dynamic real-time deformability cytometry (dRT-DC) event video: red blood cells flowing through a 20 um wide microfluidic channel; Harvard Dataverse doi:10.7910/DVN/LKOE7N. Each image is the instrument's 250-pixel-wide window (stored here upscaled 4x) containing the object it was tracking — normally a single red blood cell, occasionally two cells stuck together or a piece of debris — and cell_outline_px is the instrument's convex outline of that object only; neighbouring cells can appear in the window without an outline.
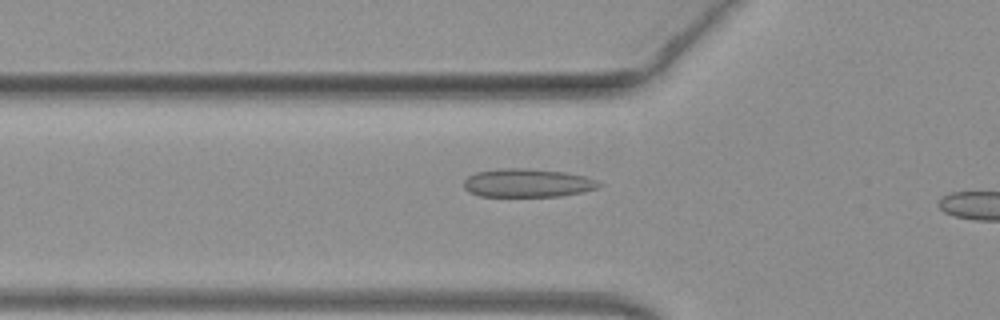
{"species": "common noctule bat (a hibernating species)", "species_latin": "Nyctalus noctula", "temperature_condition": "warm", "stored_images_in_passage": 42, "camera_frame_rate_fps": 3000, "um_per_image_px": 0.085, "animal": {"sex": "female", "body_mass_g": 19.3, "forearm_length_mm": 54.1}, "frame": {"image": 1, "passage_image": 18, "time_ms": 5.667, "image_size_px": [1000, 320], "cell_outline_px": [[604, 184], [596, 188], [584, 192], [560, 196], [480, 196], [468, 192], [464, 188], [464, 180], [468, 176], [476, 172], [504, 168], [524, 168], [564, 172], [584, 176], [596, 180]], "centroid_in_image_um": [44.83, 15.55], "position_along_channel_um": 81.0, "area_um2": 22.37}}
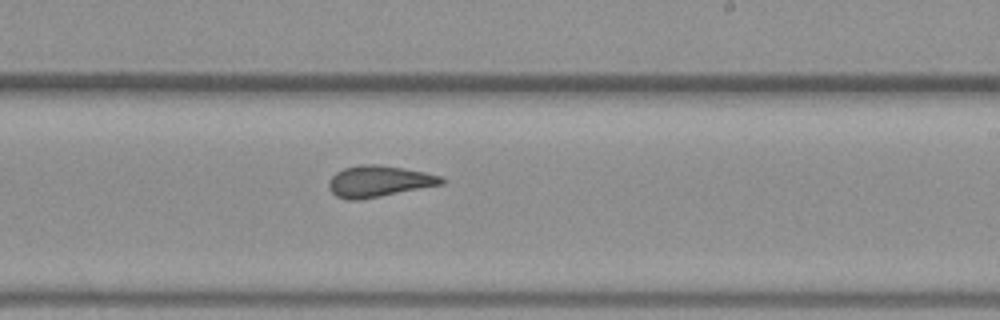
{"frame": {"image": 2, "passage_image": 31, "time_ms": 10.0, "image_size_px": [1000, 320], "cell_outline_px": [[448, 180], [444, 184], [360, 200], [348, 200], [336, 196], [328, 188], [328, 184], [332, 176], [336, 172], [344, 168], [360, 164], [380, 164], [404, 168], [444, 176]], "centroid_in_image_um": [32.24, 15.4], "position_along_channel_um": 256.8, "area_um2": 20.81}}
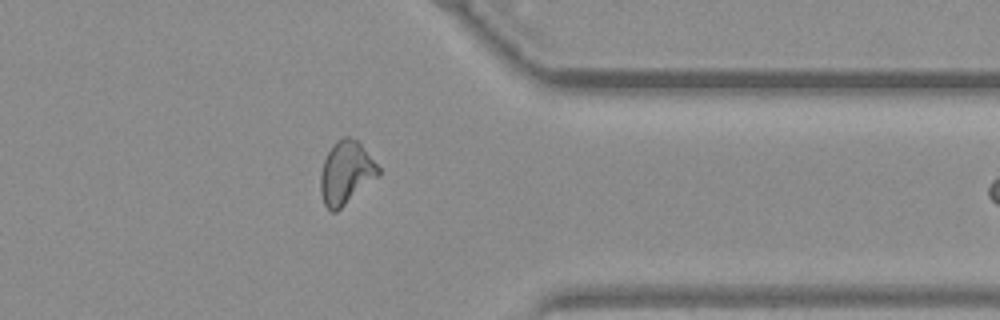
{"frame": {"image": 3, "passage_image": 41, "time_ms": 13.333, "image_size_px": [1000, 320], "cell_outline_px": [[380, 176], [336, 212], [332, 212], [324, 204], [320, 192], [320, 172], [324, 160], [332, 144], [336, 140], [344, 136], [348, 136], [356, 140], [360, 144], [380, 168]], "centroid_in_image_um": [29.4, 14.69], "position_along_channel_um": 382.0, "area_um2": 21.33}}